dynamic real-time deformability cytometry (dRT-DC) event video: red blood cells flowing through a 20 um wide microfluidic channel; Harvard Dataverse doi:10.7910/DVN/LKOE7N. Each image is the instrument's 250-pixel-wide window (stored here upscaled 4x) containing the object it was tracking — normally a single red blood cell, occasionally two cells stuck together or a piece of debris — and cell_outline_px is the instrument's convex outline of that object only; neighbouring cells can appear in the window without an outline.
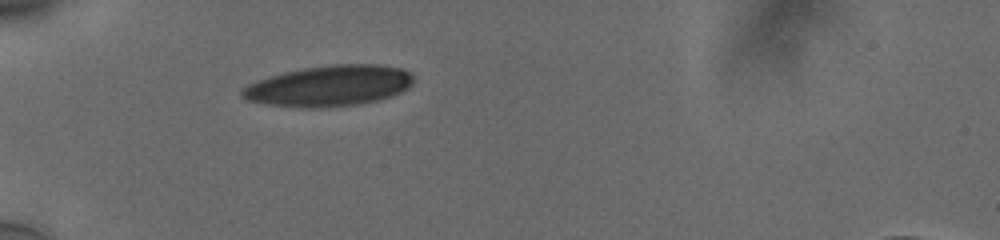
{"species": "human", "species_latin": "Homo sapiens", "temperature_condition": "cold", "stored_images_in_passage": 35, "camera_frame_rate_fps": 3000, "um_per_image_px": 0.085, "donor": {"sex": "male"}, "frame": {"image": 1, "passage_image": 1, "time_ms": 0.0, "image_size_px": [1000, 240], "cell_outline_px": [[412, 84], [408, 88], [392, 96], [380, 100], [356, 104], [308, 108], [264, 104], [248, 100], [240, 96], [240, 88], [248, 84], [268, 76], [284, 72], [304, 68], [332, 64], [376, 64], [400, 68], [408, 72], [412, 76]], "centroid_in_image_um": [27.94, 7.29], "position_along_channel_um": 57.1, "area_um2": 40.69}}
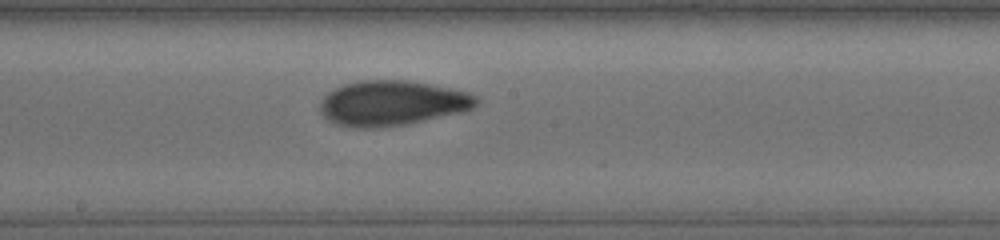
{"frame": {"image": 2, "passage_image": 15, "time_ms": 4.667, "image_size_px": [1000, 240], "cell_outline_px": [[480, 100], [472, 108], [464, 112], [408, 124], [376, 128], [356, 128], [336, 124], [328, 120], [320, 112], [320, 100], [328, 92], [344, 84], [360, 80], [408, 80], [468, 92], [476, 96]], "centroid_in_image_um": [33.32, 8.77], "position_along_channel_um": 214.9, "area_um2": 41.21}}
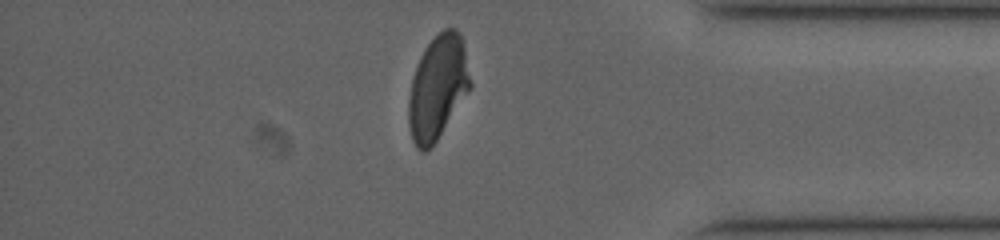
{"frame": {"image": 3, "passage_image": 31, "time_ms": 10.0, "image_size_px": [1000, 240], "cell_outline_px": [[472, 88], [436, 140], [424, 152], [420, 152], [416, 148], [412, 140], [408, 124], [408, 100], [412, 76], [420, 56], [424, 48], [444, 28], [456, 28], [460, 36], [464, 48], [472, 84]], "centroid_in_image_um": [37.19, 7.45], "position_along_channel_um": 398.0, "area_um2": 37.28}, "authors_computed_cell_mechanics": {"area_um2": 40.1132, "velocity_mm_per_s": 3.7505, "shape_relaxation_time_tau1_ms": 5.8143, "shape_relaxation_time_tau2_ms": 2.0879, "deformation_change_tau1": 0.1751, "deformation_change_tau2": 0.0796}}